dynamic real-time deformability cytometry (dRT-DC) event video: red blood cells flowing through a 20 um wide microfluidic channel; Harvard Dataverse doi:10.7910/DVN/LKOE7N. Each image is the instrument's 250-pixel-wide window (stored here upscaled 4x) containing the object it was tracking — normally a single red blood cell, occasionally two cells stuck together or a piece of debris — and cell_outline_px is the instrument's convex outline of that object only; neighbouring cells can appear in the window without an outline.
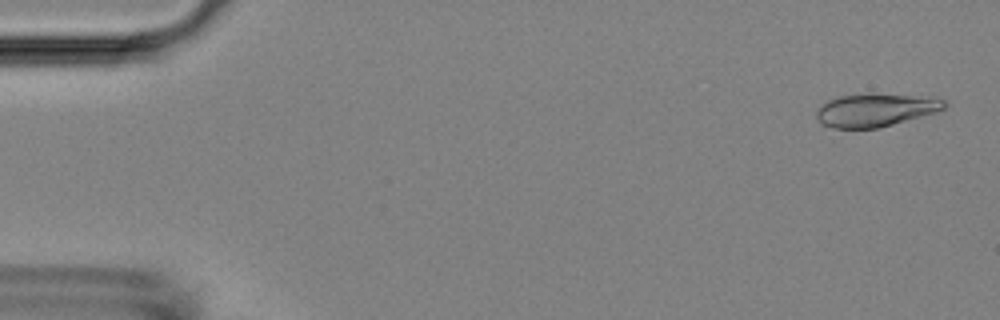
{"species": "Egyptian fruit bat (a non-hibernating species)", "species_latin": "Rousettus aegyptiacus", "temperature_condition": "room temperature", "stored_images_in_passage": 52, "camera_frame_rate_fps": 3000, "um_per_image_px": 0.085, "animal": {"sex": "female"}, "frame": {"image": 1, "passage_image": 2, "time_ms": 0.333, "image_size_px": [1000, 320], "cell_outline_px": [[948, 104], [944, 108], [936, 112], [880, 128], [832, 128], [820, 124], [816, 116], [816, 108], [820, 104], [828, 100], [840, 96], [872, 92], [912, 96], [944, 100]], "centroid_in_image_um": [74.33, 9.35], "position_along_channel_um": 10.7, "area_um2": 24.8}}
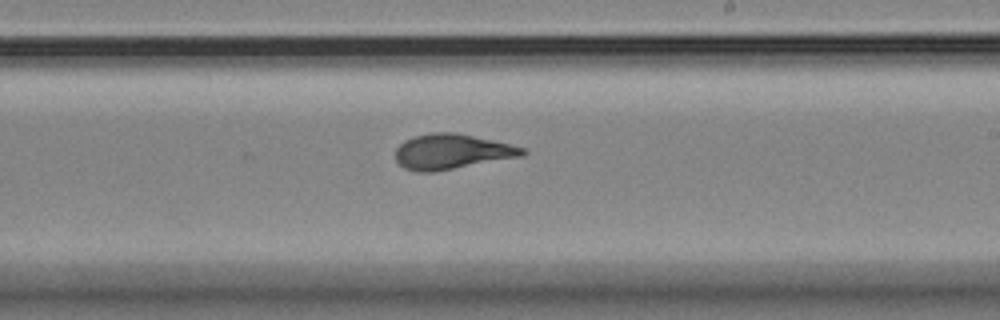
{"frame": {"image": 2, "passage_image": 31, "time_ms": 10.0, "image_size_px": [1000, 320], "cell_outline_px": [[528, 152], [524, 156], [432, 172], [416, 172], [404, 168], [396, 160], [396, 148], [404, 140], [412, 136], [432, 132], [452, 132], [492, 140], [528, 148]], "centroid_in_image_um": [38.41, 12.89], "position_along_channel_um": 250.6, "area_um2": 26.07}}
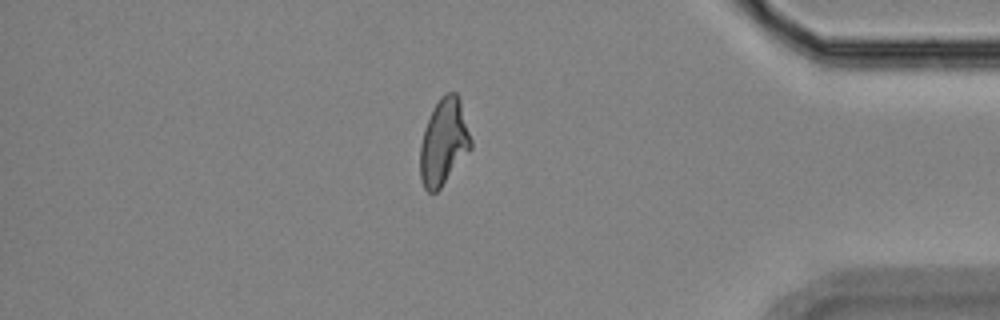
{"frame": {"image": 3, "passage_image": 45, "time_ms": 14.667, "image_size_px": [1000, 320], "cell_outline_px": [[472, 148], [440, 188], [436, 192], [428, 192], [424, 188], [420, 180], [420, 144], [424, 128], [432, 108], [440, 96], [448, 92], [456, 92], [460, 100], [472, 140]], "centroid_in_image_um": [37.71, 12.06], "position_along_channel_um": 397.5, "area_um2": 25.66}, "authors_computed_cell_mechanics": {"area_um2": 25.4609, "velocity_mm_per_s": 3.789, "shape_relaxation_time_tau1_ms": 7.7599, "shape_relaxation_time_tau2_ms": 1.4687, "deformation_change_tau1": 0.2093, "deformation_change_tau2": 0.0774}}